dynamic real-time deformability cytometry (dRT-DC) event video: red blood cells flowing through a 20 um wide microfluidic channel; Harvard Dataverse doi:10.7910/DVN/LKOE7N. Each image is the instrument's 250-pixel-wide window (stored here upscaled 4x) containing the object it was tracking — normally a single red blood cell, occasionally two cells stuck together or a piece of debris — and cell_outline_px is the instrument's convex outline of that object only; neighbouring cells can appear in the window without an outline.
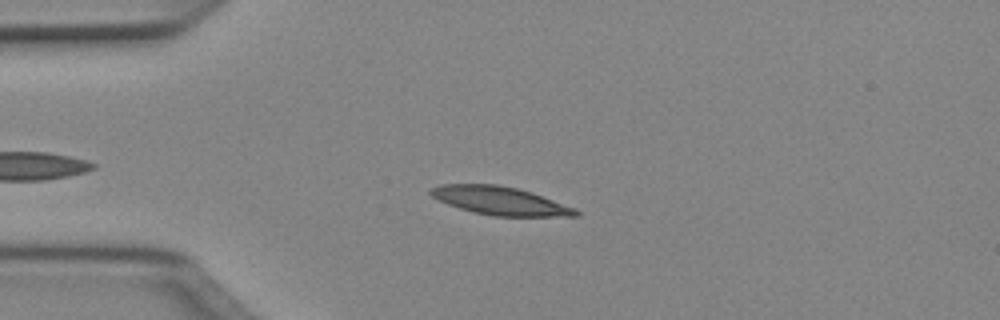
{"species": "Egyptian fruit bat (a non-hibernating species)", "species_latin": "Rousettus aegyptiacus", "temperature_condition": "cold", "stored_images_in_passage": 43, "camera_frame_rate_fps": 3000, "um_per_image_px": 0.085, "animal": {"sex": "female"}, "frame": {"image": 1, "passage_image": 9, "time_ms": 2.667, "image_size_px": [1000, 320], "cell_outline_px": [[580, 216], [492, 216], [472, 212], [448, 204], [432, 196], [428, 192], [428, 188], [440, 184], [496, 184], [516, 188], [532, 192], [576, 208], [580, 212]], "centroid_in_image_um": [42.51, 17.06], "position_along_channel_um": 42.5, "area_um2": 23.99}}
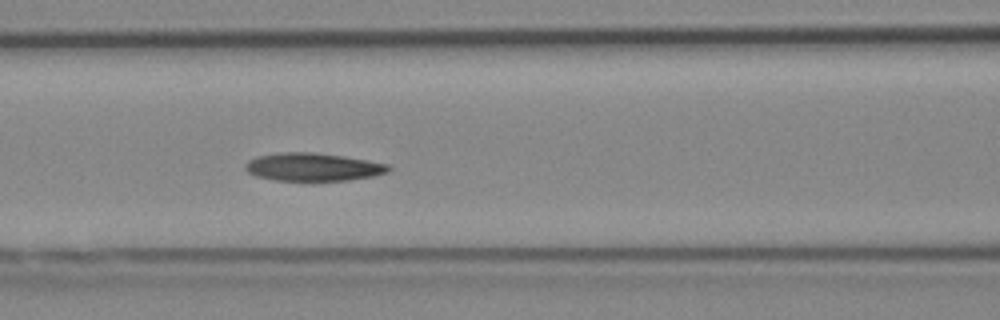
{"frame": {"image": 2, "passage_image": 18, "time_ms": 5.667, "image_size_px": [1000, 320], "cell_outline_px": [[392, 168], [388, 172], [372, 176], [348, 180], [276, 180], [256, 176], [248, 172], [244, 168], [244, 164], [248, 160], [256, 156], [284, 152], [308, 152], [344, 156], [368, 160], [388, 164]], "centroid_in_image_um": [26.59, 14.19], "position_along_channel_um": 140.0, "area_um2": 23.24}}
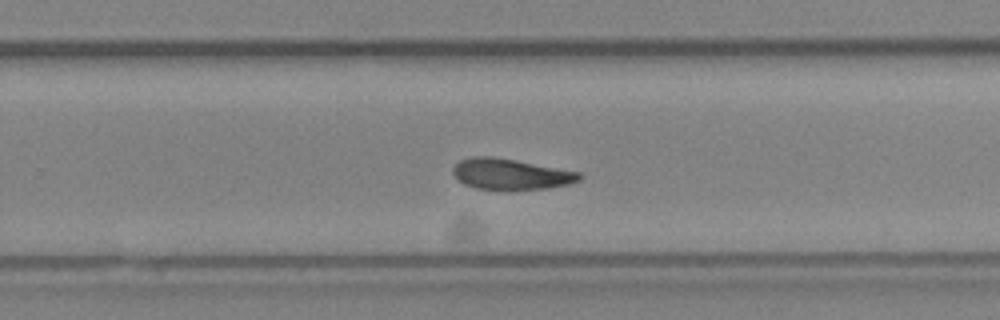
{"frame": {"image": 3, "passage_image": 29, "time_ms": 9.333, "image_size_px": [1000, 320], "cell_outline_px": [[584, 176], [580, 180], [568, 184], [548, 188], [508, 192], [476, 188], [464, 184], [452, 172], [452, 168], [460, 160], [472, 156], [492, 156], [516, 160], [580, 172]], "centroid_in_image_um": [43.42, 14.83], "position_along_channel_um": 286.4, "area_um2": 23.29}}